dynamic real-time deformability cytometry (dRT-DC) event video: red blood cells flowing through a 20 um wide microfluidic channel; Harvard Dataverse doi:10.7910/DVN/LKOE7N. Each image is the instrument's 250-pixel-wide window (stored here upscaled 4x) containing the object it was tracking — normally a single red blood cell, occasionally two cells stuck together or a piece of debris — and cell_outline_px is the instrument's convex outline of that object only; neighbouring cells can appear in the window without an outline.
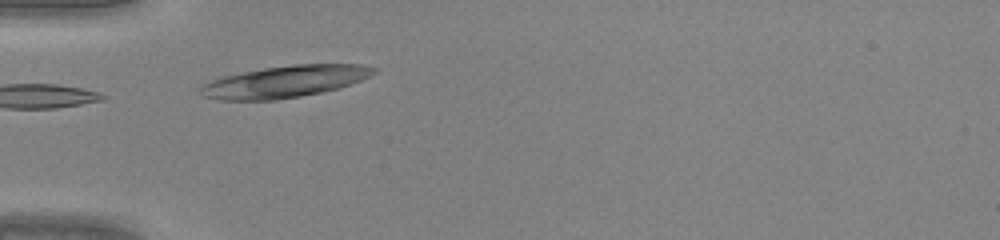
{"species": "common noctule bat (a hibernating species)", "species_latin": "Nyctalus noctula", "temperature_condition": "warm", "stored_images_in_passage": 5, "camera_frame_rate_fps": 3000, "um_per_image_px": 0.085, "animal": {"sex": "male", "body_mass_g": 20.0, "forearm_length_mm": 53.3}, "frame": {"image": 1, "passage_image": 1, "time_ms": 0.0, "image_size_px": [1000, 240], "cell_outline_px": [[376, 72], [360, 80], [340, 88], [300, 96], [276, 100], [220, 100], [204, 96], [196, 88], [212, 80], [224, 76], [264, 68], [292, 64], [360, 64], [376, 68]], "centroid_in_image_um": [24.19, 6.94], "position_along_channel_um": 60.8, "area_um2": 31.91}}